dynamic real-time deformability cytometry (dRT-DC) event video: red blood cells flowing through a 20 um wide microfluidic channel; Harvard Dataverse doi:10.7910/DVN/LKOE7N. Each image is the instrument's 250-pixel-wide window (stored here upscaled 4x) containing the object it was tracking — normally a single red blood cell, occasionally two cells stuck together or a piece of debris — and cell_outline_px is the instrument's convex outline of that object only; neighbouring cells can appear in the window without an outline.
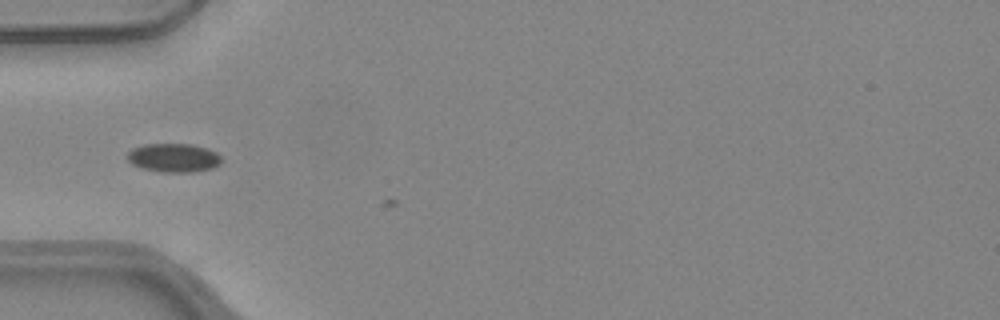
{"species": "common noctule bat (a hibernating species)", "species_latin": "Nyctalus noctula", "temperature_condition": "warm", "stored_images_in_passage": 4, "camera_frame_rate_fps": 3000, "um_per_image_px": 0.085, "animal": {"sex": "female", "body_mass_g": 24.6, "forearm_length_mm": 56.2}, "frame": {"image": 1, "passage_image": 3, "time_ms": 0.667, "image_size_px": [1000, 320], "cell_outline_px": [[220, 164], [212, 168], [192, 172], [160, 172], [140, 168], [132, 164], [128, 160], [128, 152], [132, 148], [144, 144], [192, 144], [208, 148], [216, 152], [220, 156]], "centroid_in_image_um": [14.75, 13.41], "position_along_channel_um": 70.3, "area_um2": 15.84}}